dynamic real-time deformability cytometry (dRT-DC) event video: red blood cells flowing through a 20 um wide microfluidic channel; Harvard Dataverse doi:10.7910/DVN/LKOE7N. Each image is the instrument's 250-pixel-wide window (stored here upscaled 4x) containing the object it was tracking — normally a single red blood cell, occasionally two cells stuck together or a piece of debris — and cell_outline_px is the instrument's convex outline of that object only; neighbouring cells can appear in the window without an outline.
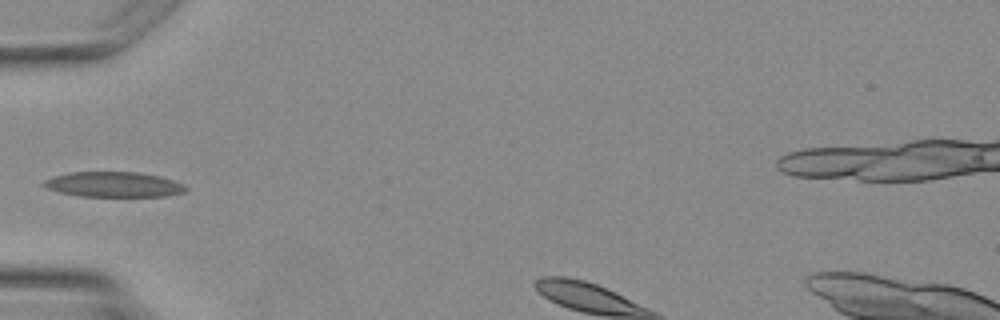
{"species": "Egyptian fruit bat (a non-hibernating species)", "species_latin": "Rousettus aegyptiacus", "temperature_condition": "warm", "stored_images_in_passage": 5, "segment_of_instrument_passage": [2, 3], "camera_frame_rate_fps": 3000, "um_per_image_px": 0.085, "animal": {"sex": "female"}, "frame": {"image": 1, "passage_image": 4, "time_ms": 3.333, "image_size_px": [1000, 320], "cell_outline_px": [[188, 188], [184, 192], [168, 196], [80, 196], [60, 192], [48, 188], [40, 184], [44, 180], [52, 176], [68, 172], [136, 172], [160, 176], [184, 184]], "centroid_in_image_um": [9.65, 15.67], "position_along_channel_um": 75.4, "area_um2": 20.87}}